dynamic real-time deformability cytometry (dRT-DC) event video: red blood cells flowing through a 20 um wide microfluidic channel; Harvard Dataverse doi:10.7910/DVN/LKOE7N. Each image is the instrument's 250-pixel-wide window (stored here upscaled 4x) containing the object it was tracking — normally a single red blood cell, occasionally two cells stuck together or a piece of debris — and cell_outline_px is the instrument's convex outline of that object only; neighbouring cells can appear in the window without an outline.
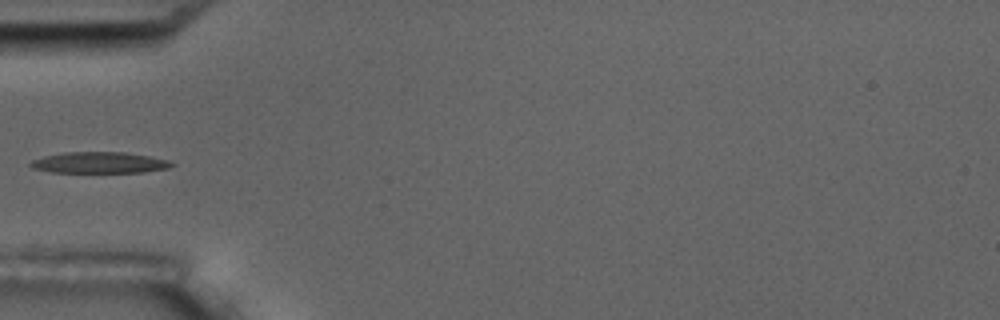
{"species": "common noctule bat (a hibernating species)", "species_latin": "Nyctalus noctula", "temperature_condition": "room temperature", "stored_images_in_passage": 4, "camera_frame_rate_fps": 3000, "um_per_image_px": 0.085, "animal": {"sex": "male", "body_mass_g": 17.5, "forearm_length_mm": 52.3}, "frame": {"image": 1, "passage_image": 4, "time_ms": 3.333, "image_size_px": [1000, 320], "cell_outline_px": [[176, 164], [168, 168], [144, 172], [52, 172], [32, 168], [28, 164], [32, 160], [44, 156], [64, 152], [124, 152], [172, 160]], "centroid_in_image_um": [8.47, 13.82], "position_along_channel_um": 76.5, "area_um2": 17.46}}